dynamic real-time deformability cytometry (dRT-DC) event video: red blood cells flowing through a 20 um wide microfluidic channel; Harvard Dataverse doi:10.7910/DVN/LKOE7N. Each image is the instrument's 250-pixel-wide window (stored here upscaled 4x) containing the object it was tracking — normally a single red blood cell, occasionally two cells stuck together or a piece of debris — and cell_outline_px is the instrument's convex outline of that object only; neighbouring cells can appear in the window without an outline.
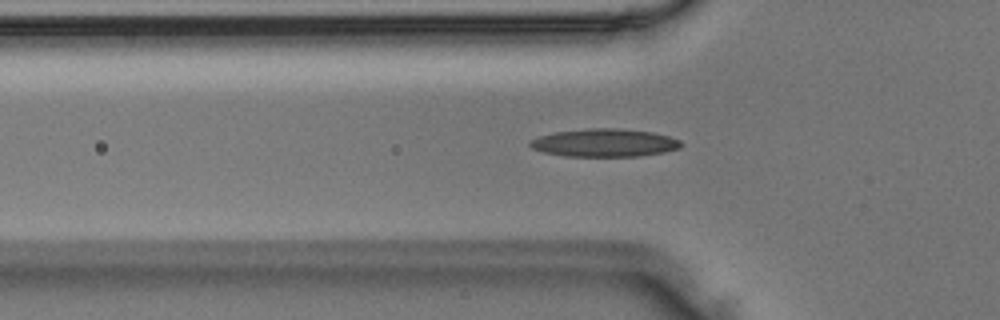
{"species": "Egyptian fruit bat (a non-hibernating species)", "species_latin": "Rousettus aegyptiacus", "temperature_condition": "room temperature", "stored_images_in_passage": 36, "camera_frame_rate_fps": 3000, "um_per_image_px": 0.085, "animal": {"sex": "male"}, "frame": {"image": 1, "passage_image": 4, "time_ms": 1.0, "image_size_px": [1000, 320], "cell_outline_px": [[684, 144], [680, 148], [664, 152], [640, 156], [564, 156], [544, 152], [532, 148], [528, 144], [532, 140], [540, 136], [556, 132], [588, 128], [616, 128], [652, 132], [668, 136], [680, 140]], "centroid_in_image_um": [51.41, 12.14], "position_along_channel_um": 74.4, "area_um2": 24.51}}
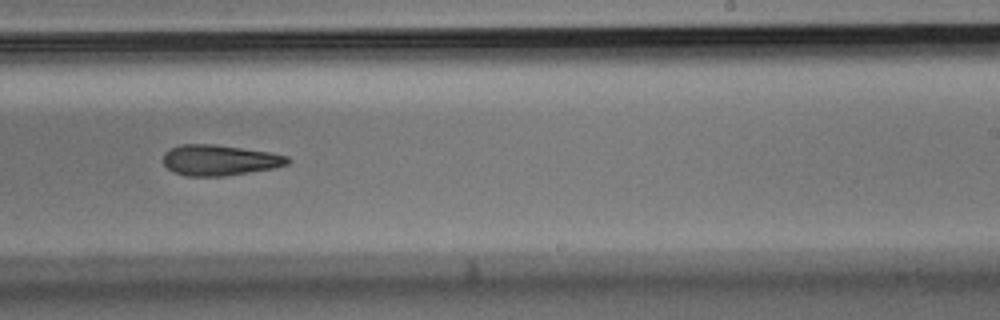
{"frame": {"image": 2, "passage_image": 18, "time_ms": 5.667, "image_size_px": [1000, 320], "cell_outline_px": [[292, 160], [288, 164], [272, 168], [224, 176], [188, 176], [176, 172], [168, 168], [164, 164], [164, 152], [180, 144], [216, 144], [272, 152], [288, 156]], "centroid_in_image_um": [18.7, 13.6], "position_along_channel_um": 270.3, "area_um2": 22.2}}
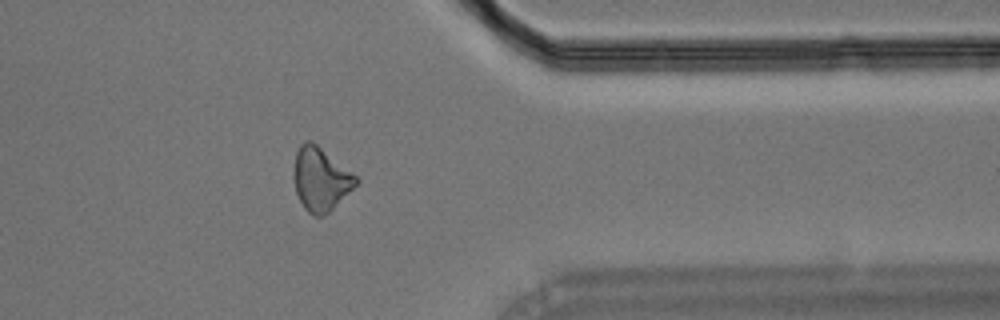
{"frame": {"image": 3, "passage_image": 27, "time_ms": 8.667, "image_size_px": [1000, 320], "cell_outline_px": [[360, 180], [328, 212], [320, 216], [312, 216], [304, 208], [296, 192], [292, 176], [296, 152], [300, 144], [304, 140], [312, 140], [356, 176]], "centroid_in_image_um": [27.2, 15.2], "position_along_channel_um": 384.2, "area_um2": 22.72}}